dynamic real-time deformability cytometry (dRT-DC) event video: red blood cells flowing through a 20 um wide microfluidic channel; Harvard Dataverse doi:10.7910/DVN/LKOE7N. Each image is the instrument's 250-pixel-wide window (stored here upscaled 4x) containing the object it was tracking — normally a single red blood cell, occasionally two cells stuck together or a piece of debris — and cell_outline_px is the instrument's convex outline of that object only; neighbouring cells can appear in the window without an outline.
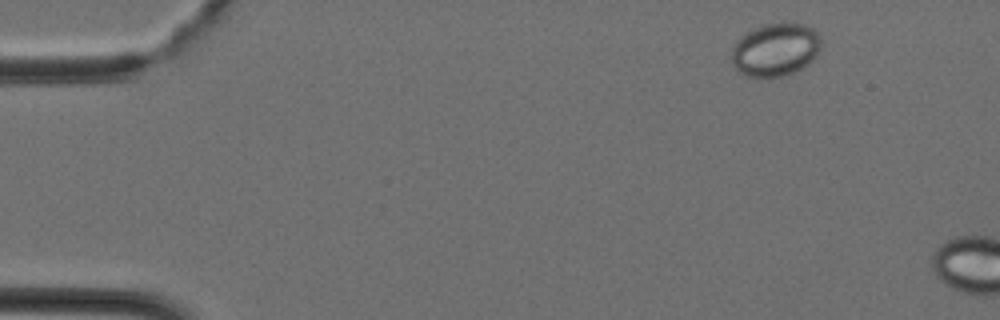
{"species": "Egyptian fruit bat (a non-hibernating species)", "species_latin": "Rousettus aegyptiacus", "temperature_condition": "cold", "stored_images_in_passage": 4, "camera_frame_rate_fps": 3000, "um_per_image_px": 0.085, "animal": {"sex": "female"}, "frame": {"image": 1, "passage_image": 2, "time_ms": 0.333, "image_size_px": [1000, 320], "cell_outline_px": [[820, 48], [816, 56], [804, 68], [796, 72], [784, 76], [768, 80], [748, 76], [740, 72], [732, 64], [732, 48], [740, 36], [756, 28], [768, 24], [804, 24], [812, 28], [820, 36]], "centroid_in_image_um": [65.91, 4.29], "position_along_channel_um": 19.1, "area_um2": 27.86}}